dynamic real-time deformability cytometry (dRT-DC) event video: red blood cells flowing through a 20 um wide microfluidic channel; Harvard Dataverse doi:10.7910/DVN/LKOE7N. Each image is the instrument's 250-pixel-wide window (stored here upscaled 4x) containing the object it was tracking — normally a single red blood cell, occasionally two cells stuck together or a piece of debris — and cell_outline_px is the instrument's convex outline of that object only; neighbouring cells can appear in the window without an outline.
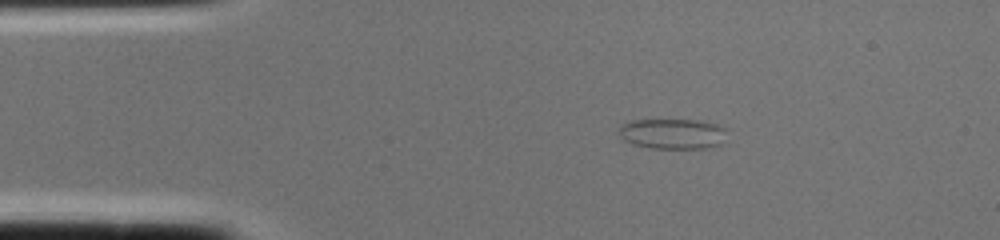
{"species": "common noctule bat (a hibernating species)", "species_latin": "Nyctalus noctula", "temperature_condition": "cold", "stored_images_in_passage": 1, "camera_frame_rate_fps": 3000, "um_per_image_px": 0.085, "animal": {"sex": "female", "body_mass_g": 22.0, "forearm_length_mm": 56.7}, "frame": {"image": 1, "passage_image": 1, "time_ms": 0.0, "image_size_px": [1000, 240], "cell_outline_px": [[724, 128], [720, 144], [704, 148], [652, 148], [632, 144], [624, 140], [616, 132], [620, 124], [632, 120], [708, 120]], "centroid_in_image_um": [57.07, 11.35], "position_along_channel_um": 27.9, "area_um2": 19.07}}